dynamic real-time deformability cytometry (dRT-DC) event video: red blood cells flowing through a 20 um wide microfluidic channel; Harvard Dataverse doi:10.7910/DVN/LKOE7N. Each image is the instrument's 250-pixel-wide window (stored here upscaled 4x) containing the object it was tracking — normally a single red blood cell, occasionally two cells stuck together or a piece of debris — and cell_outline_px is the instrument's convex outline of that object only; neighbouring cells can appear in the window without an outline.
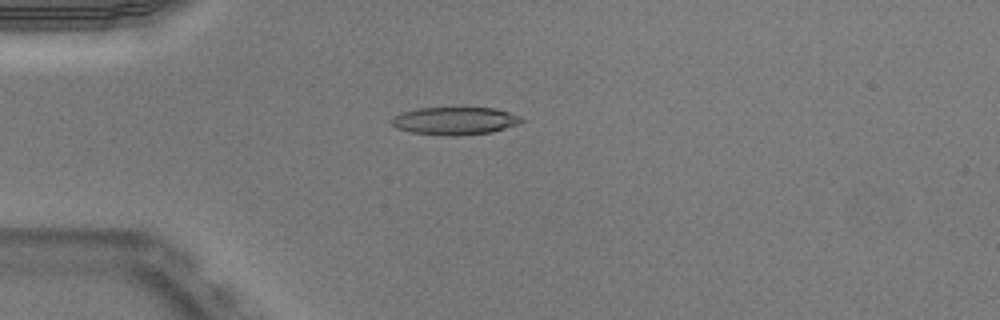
{"species": "Egyptian fruit bat (a non-hibernating species)", "species_latin": "Rousettus aegyptiacus", "temperature_condition": "warm", "stored_images_in_passage": 44, "camera_frame_rate_fps": 3000, "um_per_image_px": 0.085, "animal": {"sex": "male"}, "frame": {"image": 1, "passage_image": 7, "time_ms": 2.0, "image_size_px": [1000, 320], "cell_outline_px": [[524, 120], [520, 124], [492, 132], [452, 136], [412, 132], [396, 128], [388, 120], [392, 116], [416, 108], [496, 108], [520, 116]], "centroid_in_image_um": [38.66, 10.27], "position_along_channel_um": 46.3, "area_um2": 20.98}}
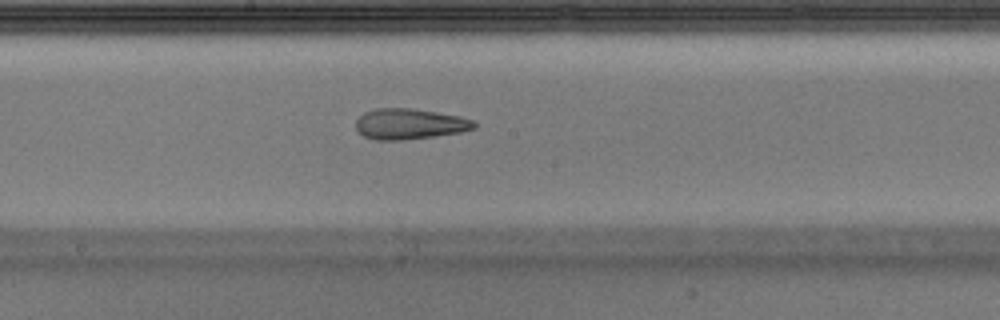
{"frame": {"image": 2, "passage_image": 21, "time_ms": 6.667, "image_size_px": [1000, 320], "cell_outline_px": [[476, 128], [460, 132], [432, 136], [400, 140], [376, 140], [364, 136], [356, 128], [356, 120], [364, 112], [376, 108], [412, 108], [460, 116], [472, 120], [476, 124]], "centroid_in_image_um": [34.8, 10.53], "position_along_channel_um": 213.4, "area_um2": 20.98}}
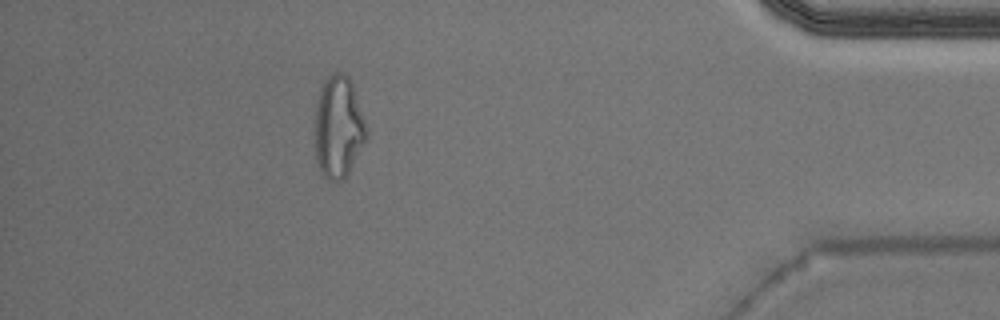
{"frame": {"image": 3, "passage_image": 39, "time_ms": 12.667, "image_size_px": [1000, 320], "cell_outline_px": [[368, 136], [348, 172], [336, 184], [328, 180], [320, 172], [316, 160], [316, 100], [320, 88], [324, 80], [332, 72], [344, 72], [348, 76], [352, 84], [368, 132]], "centroid_in_image_um": [28.75, 10.79], "position_along_channel_um": 406.5, "area_um2": 30.46}, "authors_computed_cell_mechanics": {"area_um2": 21.8484, "velocity_mm_per_s": 3.9745, "shape_relaxation_time_tau1_ms": null, "shape_relaxation_time_tau2_ms": 1.9904, "deformation_change_tau1": null, "deformation_change_tau2": 0.117}}